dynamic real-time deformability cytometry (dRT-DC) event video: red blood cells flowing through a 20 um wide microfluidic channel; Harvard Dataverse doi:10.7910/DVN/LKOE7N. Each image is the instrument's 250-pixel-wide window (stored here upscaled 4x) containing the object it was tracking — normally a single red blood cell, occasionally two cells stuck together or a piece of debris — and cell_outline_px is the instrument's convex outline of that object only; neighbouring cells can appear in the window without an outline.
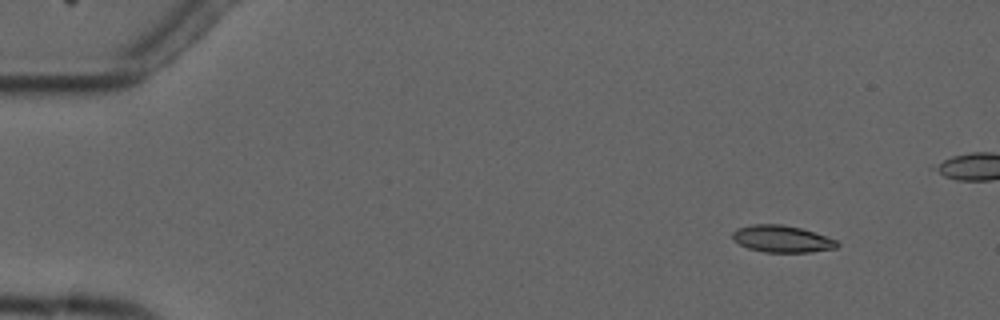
{"species": "common noctule bat (a hibernating species)", "species_latin": "Nyctalus noctula", "temperature_condition": "cold", "stored_images_in_passage": 5, "camera_frame_rate_fps": 3000, "um_per_image_px": 0.085, "animal": {"sex": "male", "forearm_length_mm": 52.5}, "frame": {"image": 1, "passage_image": 2, "time_ms": 1.0, "image_size_px": [1000, 320], "cell_outline_px": [[840, 244], [836, 248], [808, 252], [764, 252], [748, 248], [740, 244], [732, 236], [732, 232], [736, 228], [752, 224], [780, 224], [800, 228], [836, 240]], "centroid_in_image_um": [66.44, 20.3], "position_along_channel_um": 18.6, "area_um2": 16.18}}